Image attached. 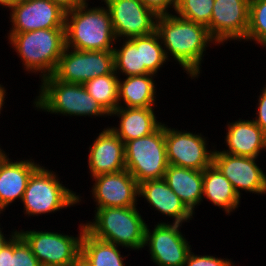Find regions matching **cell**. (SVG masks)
<instances>
[{"label":"cell","mask_w":266,"mask_h":266,"mask_svg":"<svg viewBox=\"0 0 266 266\" xmlns=\"http://www.w3.org/2000/svg\"><path fill=\"white\" fill-rule=\"evenodd\" d=\"M172 191L195 215L203 201V171L168 165L163 178Z\"/></svg>","instance_id":"22"},{"label":"cell","mask_w":266,"mask_h":266,"mask_svg":"<svg viewBox=\"0 0 266 266\" xmlns=\"http://www.w3.org/2000/svg\"><path fill=\"white\" fill-rule=\"evenodd\" d=\"M7 89H6V86L4 87V85L2 83H0V116L2 114V111H3V108H5V100H6V96H7V93L6 92Z\"/></svg>","instance_id":"38"},{"label":"cell","mask_w":266,"mask_h":266,"mask_svg":"<svg viewBox=\"0 0 266 266\" xmlns=\"http://www.w3.org/2000/svg\"><path fill=\"white\" fill-rule=\"evenodd\" d=\"M97 135L88 148L87 167L90 177L125 170V143L109 126Z\"/></svg>","instance_id":"18"},{"label":"cell","mask_w":266,"mask_h":266,"mask_svg":"<svg viewBox=\"0 0 266 266\" xmlns=\"http://www.w3.org/2000/svg\"><path fill=\"white\" fill-rule=\"evenodd\" d=\"M192 251L189 252L183 266H235L236 264L231 258L216 257V255L213 256L211 254L197 255Z\"/></svg>","instance_id":"32"},{"label":"cell","mask_w":266,"mask_h":266,"mask_svg":"<svg viewBox=\"0 0 266 266\" xmlns=\"http://www.w3.org/2000/svg\"><path fill=\"white\" fill-rule=\"evenodd\" d=\"M91 181L93 185L90 192L94 209L134 207L139 204V184L126 169L93 177Z\"/></svg>","instance_id":"16"},{"label":"cell","mask_w":266,"mask_h":266,"mask_svg":"<svg viewBox=\"0 0 266 266\" xmlns=\"http://www.w3.org/2000/svg\"><path fill=\"white\" fill-rule=\"evenodd\" d=\"M213 152V164L231 182L236 193L242 198L243 193L266 195V173L260 166L258 158L235 156L217 150Z\"/></svg>","instance_id":"13"},{"label":"cell","mask_w":266,"mask_h":266,"mask_svg":"<svg viewBox=\"0 0 266 266\" xmlns=\"http://www.w3.org/2000/svg\"><path fill=\"white\" fill-rule=\"evenodd\" d=\"M137 207L95 209L92 221L85 222L86 230L94 237L128 251H141L144 248L147 223Z\"/></svg>","instance_id":"5"},{"label":"cell","mask_w":266,"mask_h":266,"mask_svg":"<svg viewBox=\"0 0 266 266\" xmlns=\"http://www.w3.org/2000/svg\"><path fill=\"white\" fill-rule=\"evenodd\" d=\"M165 124V142L169 165L203 171L213 163L214 147L208 137ZM188 130V131H187Z\"/></svg>","instance_id":"9"},{"label":"cell","mask_w":266,"mask_h":266,"mask_svg":"<svg viewBox=\"0 0 266 266\" xmlns=\"http://www.w3.org/2000/svg\"><path fill=\"white\" fill-rule=\"evenodd\" d=\"M156 32L159 34L168 61L173 60L175 64L178 63L177 65L191 80H198L202 74V63L208 47L212 45L219 47L206 26L175 13L158 15Z\"/></svg>","instance_id":"1"},{"label":"cell","mask_w":266,"mask_h":266,"mask_svg":"<svg viewBox=\"0 0 266 266\" xmlns=\"http://www.w3.org/2000/svg\"><path fill=\"white\" fill-rule=\"evenodd\" d=\"M115 71L113 50L80 51L65 47L53 75L60 81L84 85Z\"/></svg>","instance_id":"10"},{"label":"cell","mask_w":266,"mask_h":266,"mask_svg":"<svg viewBox=\"0 0 266 266\" xmlns=\"http://www.w3.org/2000/svg\"><path fill=\"white\" fill-rule=\"evenodd\" d=\"M33 107L40 112L73 117L110 118V114L87 92L82 84L67 83L50 75L39 81Z\"/></svg>","instance_id":"3"},{"label":"cell","mask_w":266,"mask_h":266,"mask_svg":"<svg viewBox=\"0 0 266 266\" xmlns=\"http://www.w3.org/2000/svg\"><path fill=\"white\" fill-rule=\"evenodd\" d=\"M4 228H2L1 223H0V251L6 245L12 238L15 236V234L18 232L17 229H11V233L6 236L3 231ZM9 236V237H8Z\"/></svg>","instance_id":"37"},{"label":"cell","mask_w":266,"mask_h":266,"mask_svg":"<svg viewBox=\"0 0 266 266\" xmlns=\"http://www.w3.org/2000/svg\"><path fill=\"white\" fill-rule=\"evenodd\" d=\"M120 77L114 72L88 80L84 86L96 102L111 114L118 108Z\"/></svg>","instance_id":"27"},{"label":"cell","mask_w":266,"mask_h":266,"mask_svg":"<svg viewBox=\"0 0 266 266\" xmlns=\"http://www.w3.org/2000/svg\"><path fill=\"white\" fill-rule=\"evenodd\" d=\"M246 41L254 42L266 50V0H250L249 24L243 42Z\"/></svg>","instance_id":"29"},{"label":"cell","mask_w":266,"mask_h":266,"mask_svg":"<svg viewBox=\"0 0 266 266\" xmlns=\"http://www.w3.org/2000/svg\"><path fill=\"white\" fill-rule=\"evenodd\" d=\"M226 124V136L223 137L227 149L224 153L259 158L261 153L266 152V134L251 119H241Z\"/></svg>","instance_id":"20"},{"label":"cell","mask_w":266,"mask_h":266,"mask_svg":"<svg viewBox=\"0 0 266 266\" xmlns=\"http://www.w3.org/2000/svg\"><path fill=\"white\" fill-rule=\"evenodd\" d=\"M21 0H0V7L9 9L13 5H16Z\"/></svg>","instance_id":"39"},{"label":"cell","mask_w":266,"mask_h":266,"mask_svg":"<svg viewBox=\"0 0 266 266\" xmlns=\"http://www.w3.org/2000/svg\"><path fill=\"white\" fill-rule=\"evenodd\" d=\"M11 266H41L30 246L18 232L11 239Z\"/></svg>","instance_id":"31"},{"label":"cell","mask_w":266,"mask_h":266,"mask_svg":"<svg viewBox=\"0 0 266 266\" xmlns=\"http://www.w3.org/2000/svg\"><path fill=\"white\" fill-rule=\"evenodd\" d=\"M72 266H90L81 256L76 260Z\"/></svg>","instance_id":"40"},{"label":"cell","mask_w":266,"mask_h":266,"mask_svg":"<svg viewBox=\"0 0 266 266\" xmlns=\"http://www.w3.org/2000/svg\"><path fill=\"white\" fill-rule=\"evenodd\" d=\"M214 0H177L175 14L208 28Z\"/></svg>","instance_id":"30"},{"label":"cell","mask_w":266,"mask_h":266,"mask_svg":"<svg viewBox=\"0 0 266 266\" xmlns=\"http://www.w3.org/2000/svg\"><path fill=\"white\" fill-rule=\"evenodd\" d=\"M89 3L66 12V47L80 51L113 50L117 39L106 5L99 2L102 6L92 7Z\"/></svg>","instance_id":"4"},{"label":"cell","mask_w":266,"mask_h":266,"mask_svg":"<svg viewBox=\"0 0 266 266\" xmlns=\"http://www.w3.org/2000/svg\"><path fill=\"white\" fill-rule=\"evenodd\" d=\"M1 147H2V146H1V144H0V155L4 152V148L2 149Z\"/></svg>","instance_id":"41"},{"label":"cell","mask_w":266,"mask_h":266,"mask_svg":"<svg viewBox=\"0 0 266 266\" xmlns=\"http://www.w3.org/2000/svg\"><path fill=\"white\" fill-rule=\"evenodd\" d=\"M86 229L84 221L78 225V235L63 232L18 229V233L32 249L41 266H72L81 256V238Z\"/></svg>","instance_id":"8"},{"label":"cell","mask_w":266,"mask_h":266,"mask_svg":"<svg viewBox=\"0 0 266 266\" xmlns=\"http://www.w3.org/2000/svg\"><path fill=\"white\" fill-rule=\"evenodd\" d=\"M0 266H11V240L0 251Z\"/></svg>","instance_id":"36"},{"label":"cell","mask_w":266,"mask_h":266,"mask_svg":"<svg viewBox=\"0 0 266 266\" xmlns=\"http://www.w3.org/2000/svg\"><path fill=\"white\" fill-rule=\"evenodd\" d=\"M138 197L150 206L151 210L172 219L157 223H189L194 214L186 207L181 199L172 191L164 179L148 180L139 184Z\"/></svg>","instance_id":"19"},{"label":"cell","mask_w":266,"mask_h":266,"mask_svg":"<svg viewBox=\"0 0 266 266\" xmlns=\"http://www.w3.org/2000/svg\"><path fill=\"white\" fill-rule=\"evenodd\" d=\"M101 2H104L109 11L116 39H131L156 31L158 15L141 0H101Z\"/></svg>","instance_id":"12"},{"label":"cell","mask_w":266,"mask_h":266,"mask_svg":"<svg viewBox=\"0 0 266 266\" xmlns=\"http://www.w3.org/2000/svg\"><path fill=\"white\" fill-rule=\"evenodd\" d=\"M157 76L144 74L119 79L118 107L149 108L157 107Z\"/></svg>","instance_id":"23"},{"label":"cell","mask_w":266,"mask_h":266,"mask_svg":"<svg viewBox=\"0 0 266 266\" xmlns=\"http://www.w3.org/2000/svg\"><path fill=\"white\" fill-rule=\"evenodd\" d=\"M259 96L256 104V115L252 120L262 129L266 134V84L260 89ZM258 109V110H257Z\"/></svg>","instance_id":"34"},{"label":"cell","mask_w":266,"mask_h":266,"mask_svg":"<svg viewBox=\"0 0 266 266\" xmlns=\"http://www.w3.org/2000/svg\"><path fill=\"white\" fill-rule=\"evenodd\" d=\"M120 246L91 235L86 229L81 238V257L90 266H127L130 254L123 255Z\"/></svg>","instance_id":"25"},{"label":"cell","mask_w":266,"mask_h":266,"mask_svg":"<svg viewBox=\"0 0 266 266\" xmlns=\"http://www.w3.org/2000/svg\"><path fill=\"white\" fill-rule=\"evenodd\" d=\"M141 2L157 15L174 13L177 6V0H141Z\"/></svg>","instance_id":"33"},{"label":"cell","mask_w":266,"mask_h":266,"mask_svg":"<svg viewBox=\"0 0 266 266\" xmlns=\"http://www.w3.org/2000/svg\"><path fill=\"white\" fill-rule=\"evenodd\" d=\"M122 41L117 39L118 45L115 44L113 48L115 73L119 77L144 75L145 66H141L140 47H136L129 39Z\"/></svg>","instance_id":"28"},{"label":"cell","mask_w":266,"mask_h":266,"mask_svg":"<svg viewBox=\"0 0 266 266\" xmlns=\"http://www.w3.org/2000/svg\"><path fill=\"white\" fill-rule=\"evenodd\" d=\"M40 165L32 157L13 160L6 151L0 155V217L10 205L22 202L29 178Z\"/></svg>","instance_id":"17"},{"label":"cell","mask_w":266,"mask_h":266,"mask_svg":"<svg viewBox=\"0 0 266 266\" xmlns=\"http://www.w3.org/2000/svg\"><path fill=\"white\" fill-rule=\"evenodd\" d=\"M65 12L74 10L90 0H51Z\"/></svg>","instance_id":"35"},{"label":"cell","mask_w":266,"mask_h":266,"mask_svg":"<svg viewBox=\"0 0 266 266\" xmlns=\"http://www.w3.org/2000/svg\"><path fill=\"white\" fill-rule=\"evenodd\" d=\"M155 108L118 107L110 114V117L119 118V123L118 125L114 123L113 126L109 127L124 143L148 136L163 124L158 120Z\"/></svg>","instance_id":"21"},{"label":"cell","mask_w":266,"mask_h":266,"mask_svg":"<svg viewBox=\"0 0 266 266\" xmlns=\"http://www.w3.org/2000/svg\"><path fill=\"white\" fill-rule=\"evenodd\" d=\"M6 34L7 44L17 53L25 74H39L40 81L53 75L66 47L65 28Z\"/></svg>","instance_id":"2"},{"label":"cell","mask_w":266,"mask_h":266,"mask_svg":"<svg viewBox=\"0 0 266 266\" xmlns=\"http://www.w3.org/2000/svg\"><path fill=\"white\" fill-rule=\"evenodd\" d=\"M7 11L11 25L7 33L65 28L66 12L51 0H21Z\"/></svg>","instance_id":"14"},{"label":"cell","mask_w":266,"mask_h":266,"mask_svg":"<svg viewBox=\"0 0 266 266\" xmlns=\"http://www.w3.org/2000/svg\"><path fill=\"white\" fill-rule=\"evenodd\" d=\"M60 179L57 171L42 164L32 173L21 202L24 216L38 218L85 203L81 194L64 186Z\"/></svg>","instance_id":"6"},{"label":"cell","mask_w":266,"mask_h":266,"mask_svg":"<svg viewBox=\"0 0 266 266\" xmlns=\"http://www.w3.org/2000/svg\"><path fill=\"white\" fill-rule=\"evenodd\" d=\"M203 197L230 216L240 207L241 198L231 182L212 163L203 170Z\"/></svg>","instance_id":"24"},{"label":"cell","mask_w":266,"mask_h":266,"mask_svg":"<svg viewBox=\"0 0 266 266\" xmlns=\"http://www.w3.org/2000/svg\"><path fill=\"white\" fill-rule=\"evenodd\" d=\"M136 47H140L141 66H145V74L158 76L168 61L159 34H152L129 39Z\"/></svg>","instance_id":"26"},{"label":"cell","mask_w":266,"mask_h":266,"mask_svg":"<svg viewBox=\"0 0 266 266\" xmlns=\"http://www.w3.org/2000/svg\"><path fill=\"white\" fill-rule=\"evenodd\" d=\"M250 0H214L209 23L211 37L220 45L245 40Z\"/></svg>","instance_id":"15"},{"label":"cell","mask_w":266,"mask_h":266,"mask_svg":"<svg viewBox=\"0 0 266 266\" xmlns=\"http://www.w3.org/2000/svg\"><path fill=\"white\" fill-rule=\"evenodd\" d=\"M125 165L138 184L164 178L169 165L164 122L152 134L125 143Z\"/></svg>","instance_id":"7"},{"label":"cell","mask_w":266,"mask_h":266,"mask_svg":"<svg viewBox=\"0 0 266 266\" xmlns=\"http://www.w3.org/2000/svg\"><path fill=\"white\" fill-rule=\"evenodd\" d=\"M181 223H156L151 230L146 225L144 250L156 266H183L192 250L190 241L181 231ZM147 246V247H146Z\"/></svg>","instance_id":"11"}]
</instances>
